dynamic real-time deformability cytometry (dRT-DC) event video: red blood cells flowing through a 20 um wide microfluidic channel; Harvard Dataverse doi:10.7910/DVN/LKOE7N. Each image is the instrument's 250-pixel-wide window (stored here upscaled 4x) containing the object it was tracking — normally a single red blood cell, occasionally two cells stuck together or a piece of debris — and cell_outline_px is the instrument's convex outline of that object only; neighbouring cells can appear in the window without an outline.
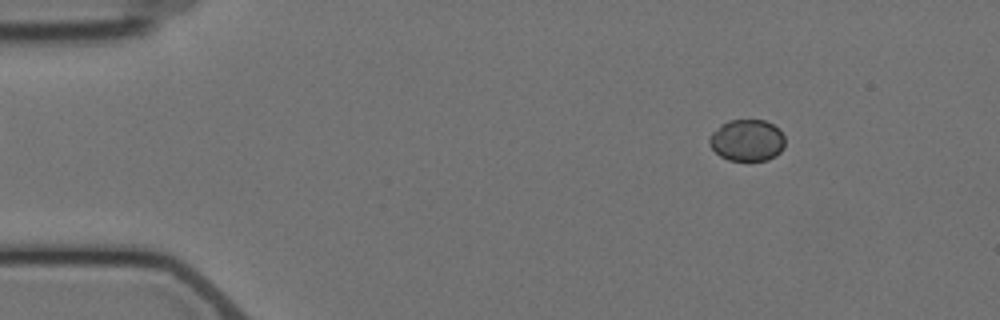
{"species": "Egyptian fruit bat (a non-hibernating species)", "species_latin": "Rousettus aegyptiacus", "temperature_condition": "cold", "stored_images_in_passage": 9, "camera_frame_rate_fps": 3000, "um_per_image_px": 0.085, "animal": {"sex": "female"}, "frame": {"image": 1, "passage_image": 1, "time_ms": 0.0, "image_size_px": [1000, 320], "cell_outline_px": [[784, 148], [776, 156], [768, 160], [728, 160], [720, 156], [708, 144], [708, 136], [720, 124], [728, 120], [764, 120], [780, 128], [784, 136]], "centroid_in_image_um": [63.49, 11.92], "position_along_channel_um": 21.5, "area_um2": 18.61}}
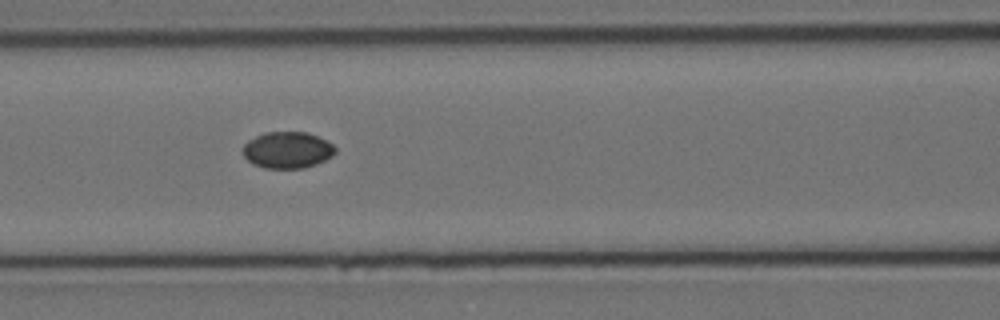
{"frame": {"image": 2, "passage_image": 6, "time_ms": 5.667, "image_size_px": [1000, 320], "cell_outline_px": [[336, 152], [332, 156], [316, 164], [304, 168], [264, 168], [252, 164], [244, 156], [244, 144], [248, 140], [264, 132], [308, 132], [332, 144], [336, 148]], "centroid_in_image_um": [24.42, 12.75], "position_along_channel_um": 142.2, "area_um2": 19.59}}
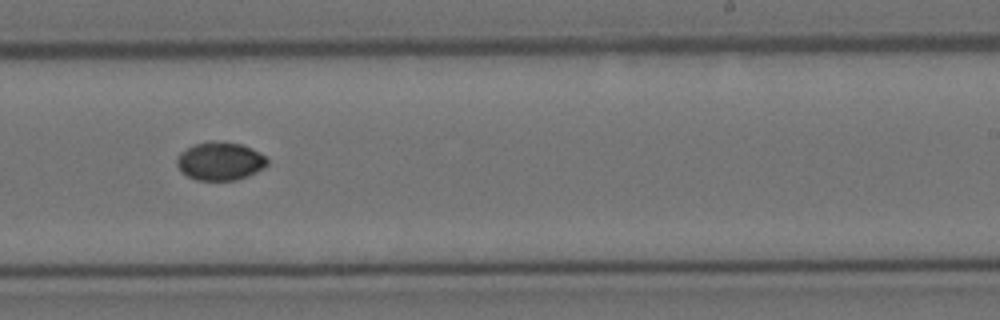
{"frame": {"image": 3, "passage_image": 9, "time_ms": 9.333, "image_size_px": [1000, 320], "cell_outline_px": [[268, 164], [264, 168], [248, 176], [236, 180], [196, 180], [188, 176], [176, 164], [176, 156], [180, 152], [192, 144], [208, 140], [212, 140], [240, 144], [252, 148], [264, 156], [268, 160]], "centroid_in_image_um": [18.69, 13.68], "position_along_channel_um": 270.3, "area_um2": 20.29}}